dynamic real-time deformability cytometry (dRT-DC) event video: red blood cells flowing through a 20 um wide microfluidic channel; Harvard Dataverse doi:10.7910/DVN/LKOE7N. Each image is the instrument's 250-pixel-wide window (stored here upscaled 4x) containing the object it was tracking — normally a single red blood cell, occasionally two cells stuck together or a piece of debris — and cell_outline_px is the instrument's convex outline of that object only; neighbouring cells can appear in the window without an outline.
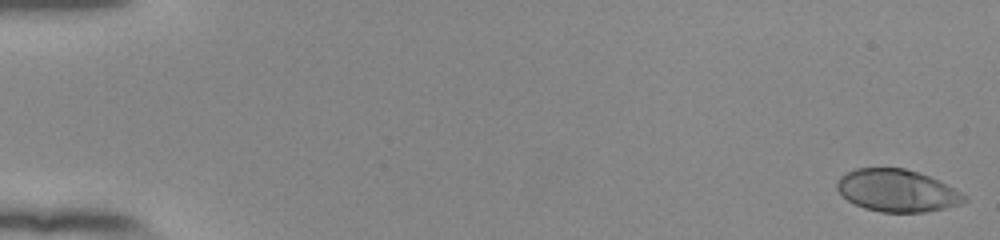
{"species": "human", "species_latin": "Homo sapiens", "temperature_condition": "room temperature", "stored_images_in_passage": 55, "camera_frame_rate_fps": 3000, "um_per_image_px": 0.085, "donor": {"sex": "female"}, "frame": {"image": 1, "passage_image": 1, "time_ms": 0.0, "image_size_px": [1000, 240], "cell_outline_px": [[968, 200], [960, 204], [944, 208], [924, 212], [880, 212], [864, 208], [848, 200], [836, 188], [836, 180], [840, 176], [856, 168], [904, 168], [928, 176], [968, 196]], "centroid_in_image_um": [76.23, 16.21], "position_along_channel_um": 8.8, "area_um2": 31.04}}
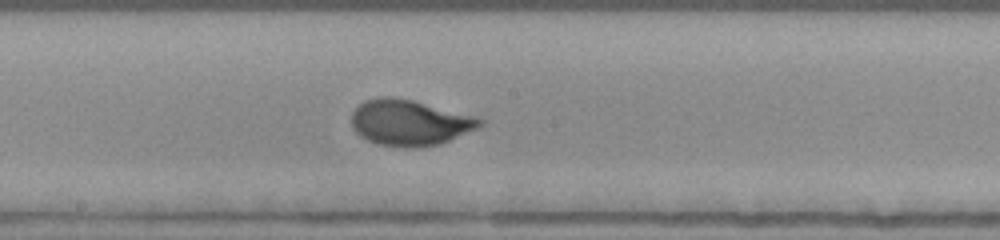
{"frame": {"image": 2, "passage_image": 31, "time_ms": 10.0, "image_size_px": [1000, 240], "cell_outline_px": [[484, 124], [480, 128], [440, 144], [416, 148], [404, 148], [380, 144], [368, 140], [360, 136], [352, 128], [352, 112], [364, 100], [380, 96], [392, 96], [412, 100], [484, 120]], "centroid_in_image_um": [34.79, 10.44], "position_along_channel_um": 213.4, "area_um2": 34.1}}
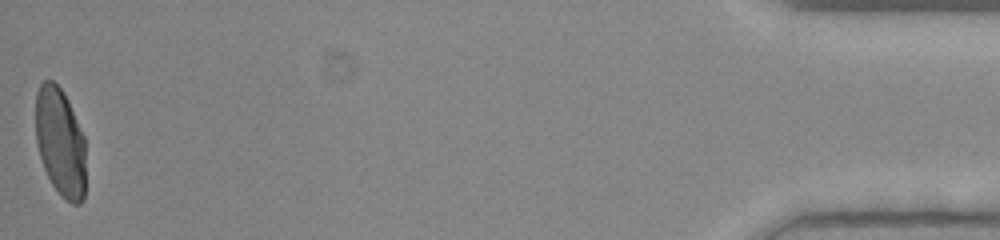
{"frame": {"image": 3, "passage_image": 55, "time_ms": 18.0, "image_size_px": [1000, 240], "cell_outline_px": [[84, 200], [80, 204], [72, 204], [60, 196], [52, 184], [44, 168], [36, 144], [36, 92], [40, 84], [44, 80], [52, 80], [60, 88], [68, 100], [84, 136]], "centroid_in_image_um": [5.11, 12.09], "position_along_channel_um": 430.1, "area_um2": 31.67}, "authors_computed_cell_mechanics": {"area_um2": 32.079, "velocity_mm_per_s": 3.8126, "shape_relaxation_time_tau1_ms": 4.1126, "shape_relaxation_time_tau2_ms": null, "deformation_change_tau1": 0.2097, "deformation_change_tau2": null}}